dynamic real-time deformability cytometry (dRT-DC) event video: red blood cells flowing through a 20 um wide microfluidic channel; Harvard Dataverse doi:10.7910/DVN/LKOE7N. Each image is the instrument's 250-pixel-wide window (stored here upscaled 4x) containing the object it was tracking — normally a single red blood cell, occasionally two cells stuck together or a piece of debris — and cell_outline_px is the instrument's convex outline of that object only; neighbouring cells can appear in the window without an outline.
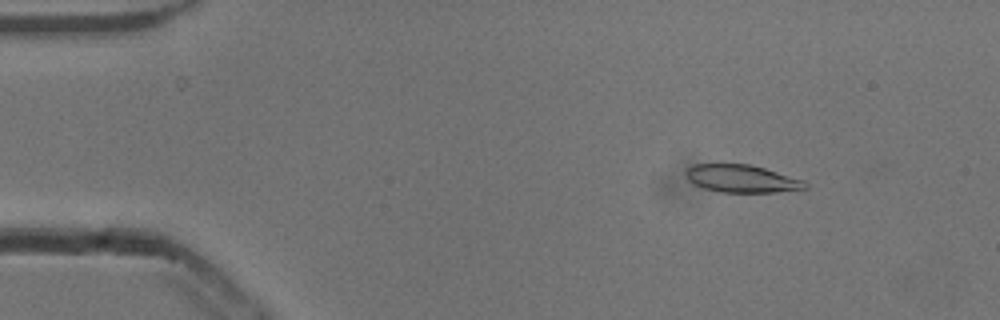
{"species": "common noctule bat (a hibernating species)", "species_latin": "Nyctalus noctula", "temperature_condition": "cold", "stored_images_in_passage": 54, "camera_frame_rate_fps": 3000, "um_per_image_px": 0.085, "animal": {"sex": "male", "body_mass_g": 13.3}, "frame": {"image": 1, "passage_image": 7, "time_ms": 2.0, "image_size_px": [1000, 320], "cell_outline_px": [[808, 188], [776, 192], [720, 192], [704, 188], [692, 184], [688, 180], [684, 172], [692, 164], [748, 164], [764, 168], [804, 180], [808, 184]], "centroid_in_image_um": [63.02, 15.19], "position_along_channel_um": 22.0, "area_um2": 19.25}}
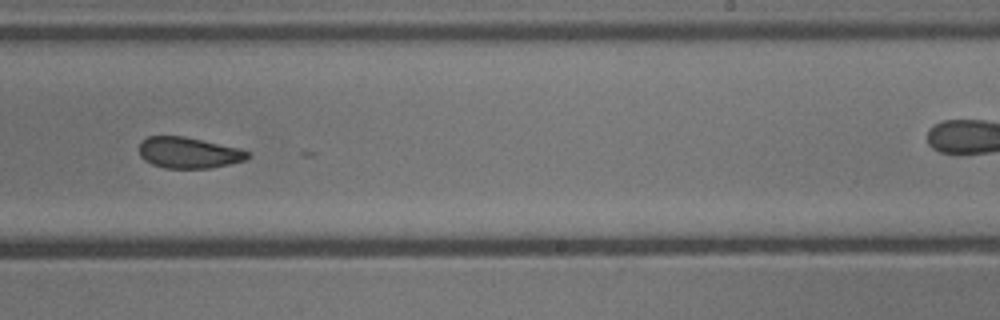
{"frame": {"image": 2, "passage_image": 33, "time_ms": 10.667, "image_size_px": [1000, 320], "cell_outline_px": [[252, 156], [248, 160], [212, 168], [164, 168], [152, 164], [144, 160], [140, 156], [140, 144], [148, 136], [184, 136], [236, 148], [248, 152]], "centroid_in_image_um": [16.05, 13.0], "position_along_channel_um": 273.0, "area_um2": 19.54}}
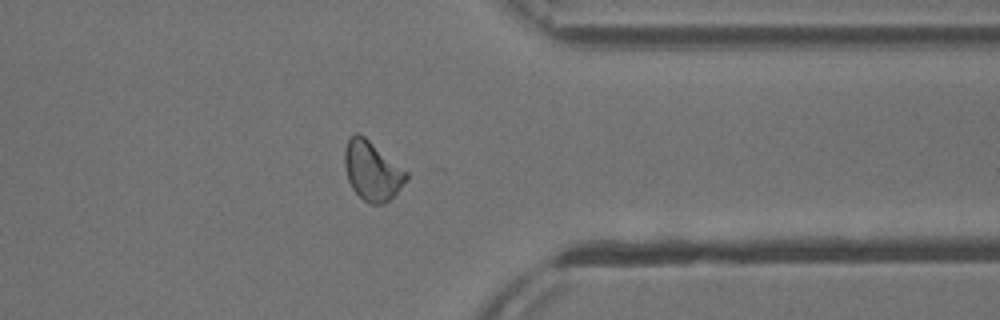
{"frame": {"image": 3, "passage_image": 42, "time_ms": 13.667, "image_size_px": [1000, 320], "cell_outline_px": [[408, 180], [384, 204], [368, 204], [352, 188], [348, 180], [344, 164], [344, 148], [348, 140], [356, 132], [364, 136], [408, 172]], "centroid_in_image_um": [31.62, 14.52], "position_along_channel_um": 379.8, "area_um2": 21.1}, "authors_computed_cell_mechanics": {"area_um2": 20.6346, "velocity_mm_per_s": 3.8421, "shape_relaxation_time_tau1_ms": null, "shape_relaxation_time_tau2_ms": 4.1805, "deformation_change_tau1": null, "deformation_change_tau2": 0.1016}}